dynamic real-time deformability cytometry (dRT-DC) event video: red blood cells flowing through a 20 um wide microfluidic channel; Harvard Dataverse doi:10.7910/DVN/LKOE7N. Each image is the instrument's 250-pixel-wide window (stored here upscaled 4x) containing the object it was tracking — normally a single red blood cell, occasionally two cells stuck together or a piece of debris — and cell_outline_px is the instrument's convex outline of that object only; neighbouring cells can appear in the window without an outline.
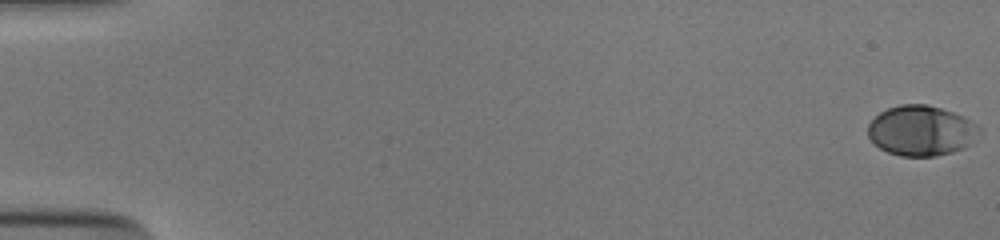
{"species": "human", "species_latin": "Homo sapiens", "temperature_condition": "cold", "stored_images_in_passage": 52, "camera_frame_rate_fps": 3000, "um_per_image_px": 0.085, "donor": {"sex": "male"}, "frame": {"image": 1, "passage_image": 1, "time_ms": 0.0, "image_size_px": [1000, 240], "cell_outline_px": [[984, 128], [972, 144], [964, 148], [952, 152], [936, 156], [900, 156], [888, 152], [880, 148], [868, 136], [868, 124], [880, 112], [888, 108], [900, 104], [924, 104], [940, 108], [964, 116], [972, 120]], "centroid_in_image_um": [78.36, 11.11], "position_along_channel_um": 6.6, "area_um2": 32.89}}
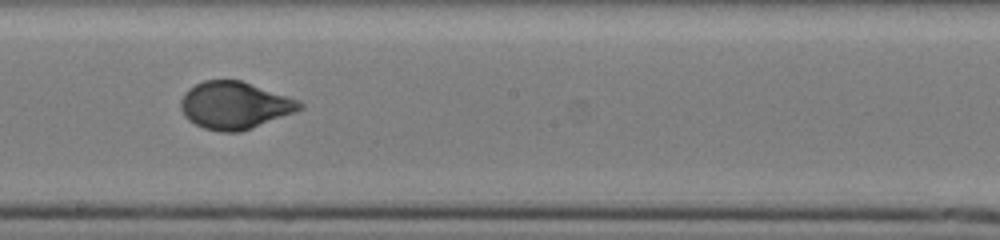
{"frame": {"image": 2, "passage_image": 32, "time_ms": 10.333, "image_size_px": [1000, 240], "cell_outline_px": [[304, 108], [296, 112], [240, 132], [220, 132], [204, 128], [188, 120], [184, 116], [180, 108], [180, 100], [184, 92], [188, 88], [204, 80], [240, 80], [300, 100], [304, 104]], "centroid_in_image_um": [19.94, 8.95], "position_along_channel_um": 228.3, "area_um2": 32.95}}
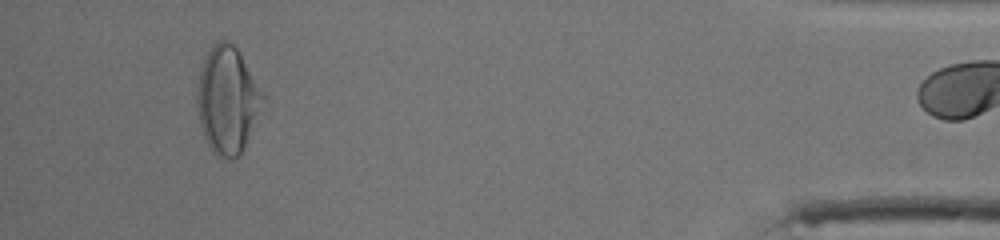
{"frame": {"image": 3, "passage_image": 51, "time_ms": 16.667, "image_size_px": [1000, 240], "cell_outline_px": [[268, 96], [244, 148], [232, 160], [216, 156], [212, 152], [204, 136], [200, 124], [196, 100], [196, 96], [200, 72], [204, 60], [212, 44], [220, 40], [228, 40], [240, 52]], "centroid_in_image_um": [19.38, 8.49], "position_along_channel_um": 415.8, "area_um2": 41.5}}